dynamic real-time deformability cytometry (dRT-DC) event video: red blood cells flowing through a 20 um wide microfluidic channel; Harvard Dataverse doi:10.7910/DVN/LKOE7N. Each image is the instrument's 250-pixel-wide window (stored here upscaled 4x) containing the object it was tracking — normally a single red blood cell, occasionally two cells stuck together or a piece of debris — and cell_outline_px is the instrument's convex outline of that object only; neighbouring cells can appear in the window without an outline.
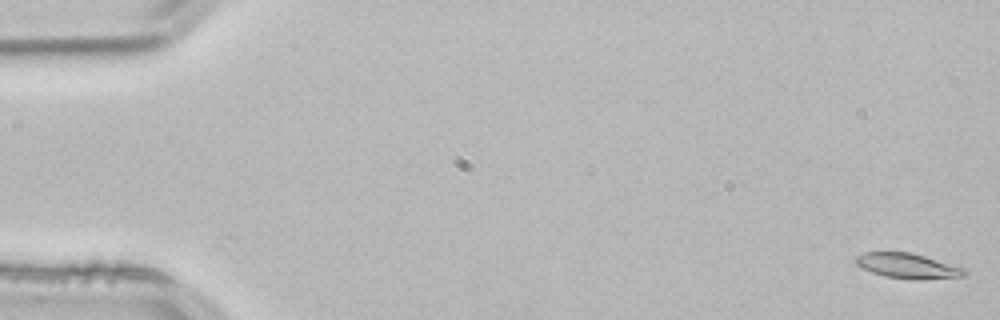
{"species": "common noctule bat (a hibernating species)", "species_latin": "Nyctalus noctula", "temperature_condition": "room temperature", "stored_images_in_passage": 54, "camera_frame_rate_fps": 3000, "um_per_image_px": 0.085, "animal": {"sex": "male", "body_mass_g": 21.5, "forearm_length_mm": 52.0}, "frame": {"image": 1, "passage_image": 1, "time_ms": 0.0, "image_size_px": [1000, 320], "cell_outline_px": [[968, 272], [964, 276], [916, 280], [912, 280], [884, 276], [860, 268], [852, 260], [856, 256], [864, 252], [912, 252], [968, 268]], "centroid_in_image_um": [77.17, 22.59], "position_along_channel_um": 7.8, "area_um2": 16.36}}
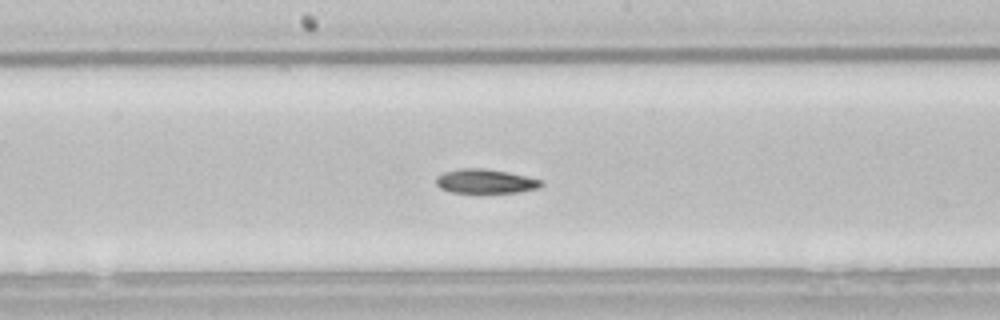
{"frame": {"image": 2, "passage_image": 28, "time_ms": 9.0, "image_size_px": [1000, 320], "cell_outline_px": [[544, 184], [540, 188], [520, 192], [452, 192], [440, 188], [436, 184], [436, 176], [444, 172], [460, 168], [484, 168], [544, 180]], "centroid_in_image_um": [41.27, 15.41], "position_along_channel_um": 206.9, "area_um2": 14.74}}
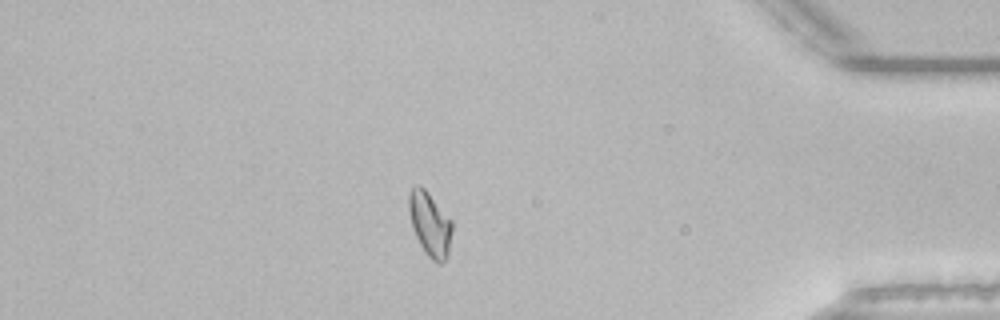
{"frame": {"image": 3, "passage_image": 46, "time_ms": 15.0, "image_size_px": [1000, 320], "cell_outline_px": [[452, 232], [448, 256], [440, 264], [432, 260], [424, 252], [412, 228], [408, 208], [408, 192], [416, 184], [420, 184], [428, 192], [452, 220]], "centroid_in_image_um": [36.53, 19.03], "position_along_channel_um": 398.7, "area_um2": 16.36}, "authors_computed_cell_mechanics": {"area_um2": 15.6349, "velocity_mm_per_s": 3.8224, "shape_relaxation_time_tau1_ms": 10.2934, "shape_relaxation_time_tau2_ms": 6.4295, "deformation_change_tau1": 0.2033, "deformation_change_tau2": 0.1219}}